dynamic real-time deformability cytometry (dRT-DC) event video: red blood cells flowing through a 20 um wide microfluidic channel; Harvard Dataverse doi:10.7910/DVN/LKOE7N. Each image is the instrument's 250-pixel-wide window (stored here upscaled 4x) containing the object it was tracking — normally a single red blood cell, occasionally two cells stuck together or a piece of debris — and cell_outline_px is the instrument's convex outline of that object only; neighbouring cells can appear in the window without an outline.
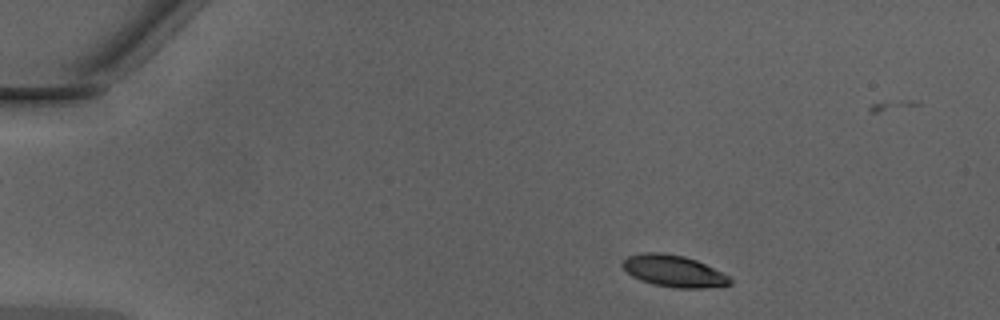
{"species": "Egyptian fruit bat (a non-hibernating species)", "species_latin": "Rousettus aegyptiacus", "temperature_condition": "warm", "stored_images_in_passage": 45, "camera_frame_rate_fps": 3000, "um_per_image_px": 0.085, "animal": {"sex": "male"}, "frame": {"image": 1, "passage_image": 4, "time_ms": 1.0, "image_size_px": [1000, 320], "cell_outline_px": [[732, 284], [704, 288], [680, 288], [652, 284], [640, 280], [632, 276], [620, 264], [628, 256], [644, 252], [664, 252], [684, 256], [696, 260], [728, 276], [732, 280]], "centroid_in_image_um": [57.24, 23.03], "position_along_channel_um": 27.8, "area_um2": 19.71}}
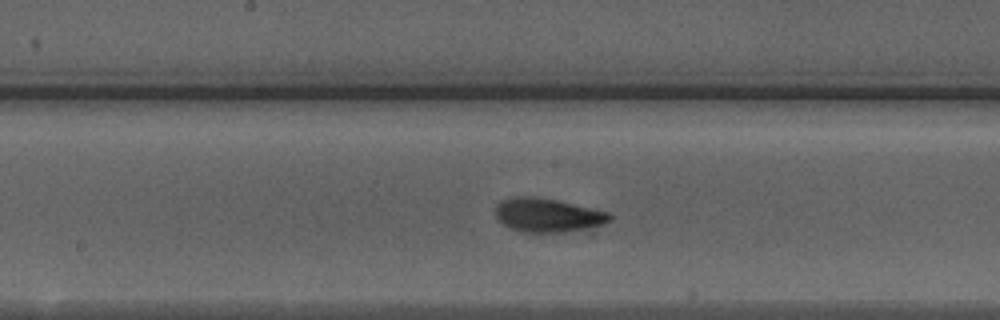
{"frame": {"image": 2, "passage_image": 22, "time_ms": 7.0, "image_size_px": [1000, 320], "cell_outline_px": [[612, 216], [604, 224], [568, 232], [520, 232], [504, 224], [496, 216], [496, 204], [500, 200], [512, 196], [536, 196], [556, 200], [608, 212]], "centroid_in_image_um": [46.51, 18.27], "position_along_channel_um": 201.7, "area_um2": 22.37}}
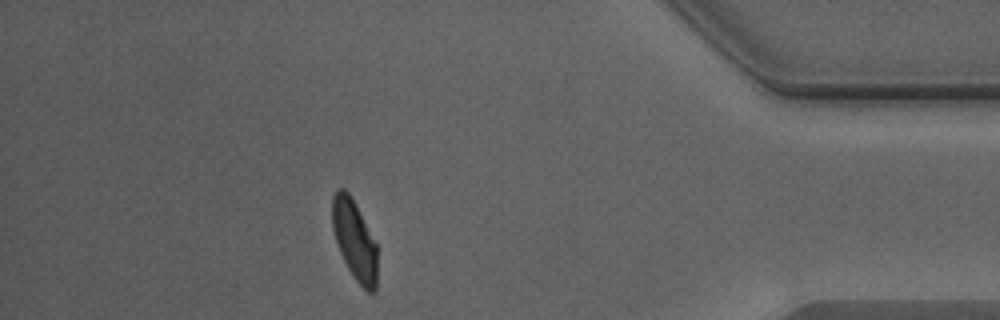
{"frame": {"image": 3, "passage_image": 39, "time_ms": 12.667, "image_size_px": [1000, 320], "cell_outline_px": [[376, 292], [368, 292], [356, 280], [348, 268], [340, 252], [332, 228], [332, 196], [336, 188], [344, 188], [348, 192], [376, 244]], "centroid_in_image_um": [30.1, 20.39], "position_along_channel_um": 405.1, "area_um2": 20.4}, "authors_computed_cell_mechanics": {"area_um2": 22.0796, "velocity_mm_per_s": 4.2785, "shape_relaxation_time_tau1_ms": 2.4296, "shape_relaxation_time_tau2_ms": 1.2915, "deformation_change_tau1": 0.1339, "deformation_change_tau2": 0.0634}}